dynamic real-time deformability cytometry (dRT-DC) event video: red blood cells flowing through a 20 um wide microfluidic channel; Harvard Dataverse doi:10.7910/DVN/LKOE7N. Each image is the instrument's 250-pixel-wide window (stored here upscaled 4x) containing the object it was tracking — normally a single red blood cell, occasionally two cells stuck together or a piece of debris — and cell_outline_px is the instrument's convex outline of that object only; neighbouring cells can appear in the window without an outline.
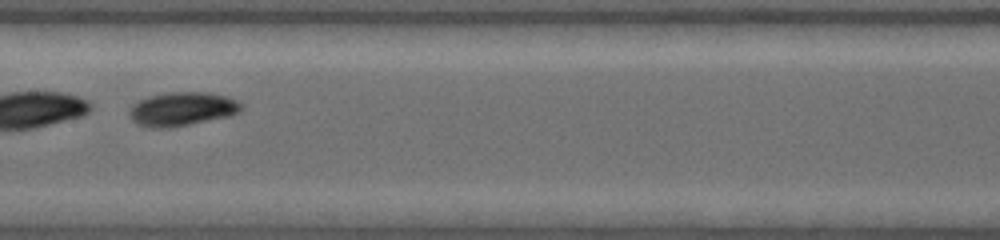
{"species": "common noctule bat (a hibernating species)", "species_latin": "Nyctalus noctula", "temperature_condition": "warm", "stored_images_in_passage": 27, "camera_frame_rate_fps": 4500, "um_per_image_px": 0.085, "animal": {"sex": "female", "body_mass_g": 19.0, "forearm_length_mm": 53.3}, "frame": {"image": 1, "passage_image": 12, "time_ms": 3.778, "image_size_px": [1000, 240], "cell_outline_px": [[244, 108], [228, 116], [168, 128], [152, 128], [136, 124], [128, 116], [128, 112], [132, 104], [148, 96], [172, 92], [208, 92], [228, 96], [236, 100]], "centroid_in_image_um": [15.43, 9.26], "position_along_channel_um": 192.0, "area_um2": 21.96}}
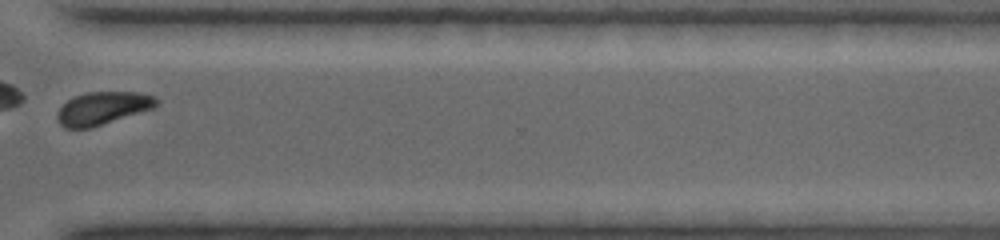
{"frame": {"image": 2, "passage_image": 23, "time_ms": 8.222, "image_size_px": [1000, 240], "cell_outline_px": [[160, 104], [156, 108], [92, 128], [64, 128], [60, 124], [56, 116], [56, 112], [72, 96], [88, 92], [140, 92], [156, 96], [160, 100]], "centroid_in_image_um": [8.79, 9.2], "position_along_channel_um": 361.8, "area_um2": 19.48}}